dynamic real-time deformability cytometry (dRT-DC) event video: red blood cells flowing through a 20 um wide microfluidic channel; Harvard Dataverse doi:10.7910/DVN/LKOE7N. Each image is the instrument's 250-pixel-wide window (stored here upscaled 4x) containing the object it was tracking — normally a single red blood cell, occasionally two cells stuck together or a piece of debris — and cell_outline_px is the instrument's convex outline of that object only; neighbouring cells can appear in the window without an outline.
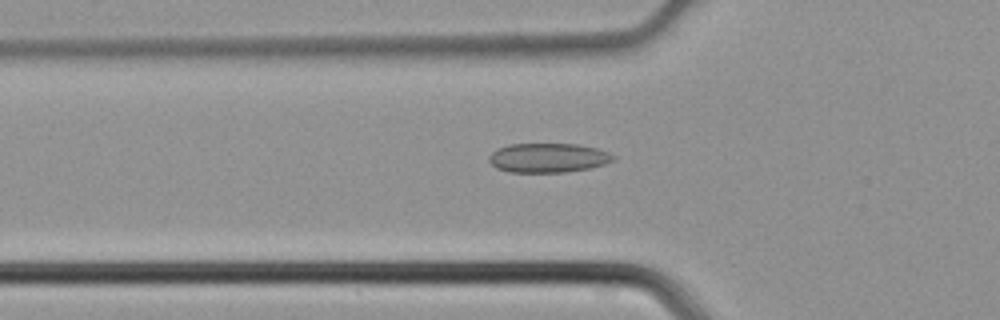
{"species": "common noctule bat (a hibernating species)", "species_latin": "Nyctalus noctula", "temperature_condition": "cold", "stored_images_in_passage": 40, "camera_frame_rate_fps": 3000, "um_per_image_px": 0.085, "animal": {"sex": "male", "body_mass_g": 21.5, "forearm_length_mm": 52.0}, "frame": {"image": 1, "passage_image": 15, "time_ms": 4.667, "image_size_px": [1000, 320], "cell_outline_px": [[616, 160], [604, 164], [588, 168], [564, 172], [508, 172], [496, 168], [488, 160], [488, 156], [496, 148], [508, 144], [580, 144], [596, 148], [608, 152], [616, 156]], "centroid_in_image_um": [46.57, 13.41], "position_along_channel_um": 79.2, "area_um2": 21.39}}
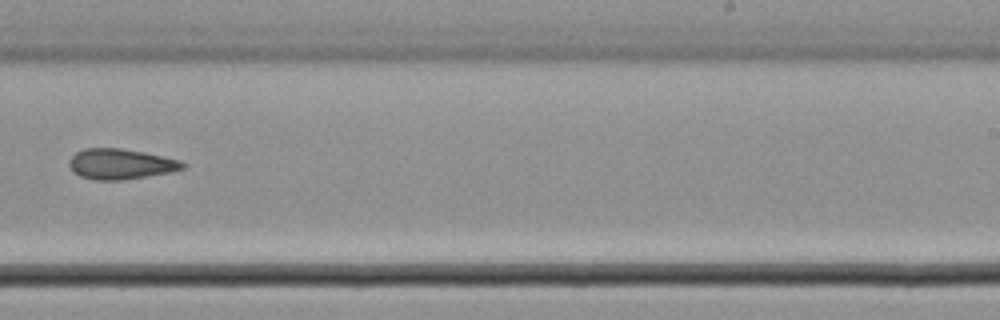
{"frame": {"image": 2, "passage_image": 28, "time_ms": 9.0, "image_size_px": [1000, 320], "cell_outline_px": [[188, 164], [184, 168], [172, 172], [120, 180], [96, 180], [80, 176], [68, 164], [68, 160], [76, 152], [84, 148], [120, 148], [144, 152], [180, 160]], "centroid_in_image_um": [10.27, 13.93], "position_along_channel_um": 278.7, "area_um2": 20.06}}
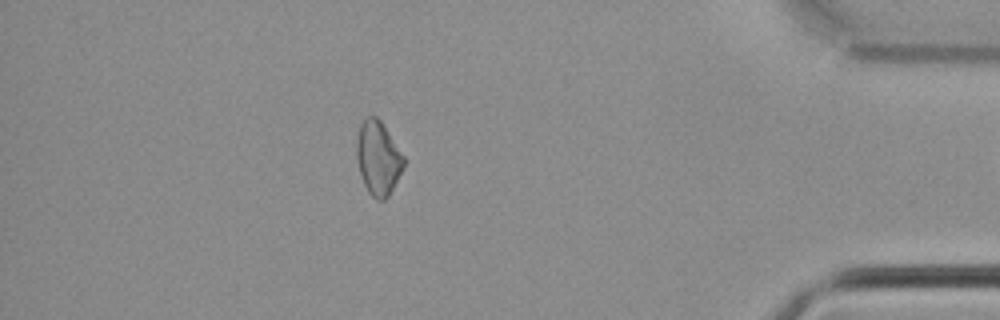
{"frame": {"image": 3, "passage_image": 39, "time_ms": 12.667, "image_size_px": [1000, 320], "cell_outline_px": [[404, 168], [388, 196], [384, 200], [376, 200], [368, 192], [360, 176], [356, 156], [356, 144], [360, 124], [368, 116], [376, 116], [380, 120], [404, 156]], "centroid_in_image_um": [32.13, 13.45], "position_along_channel_um": 403.1, "area_um2": 20.23}}